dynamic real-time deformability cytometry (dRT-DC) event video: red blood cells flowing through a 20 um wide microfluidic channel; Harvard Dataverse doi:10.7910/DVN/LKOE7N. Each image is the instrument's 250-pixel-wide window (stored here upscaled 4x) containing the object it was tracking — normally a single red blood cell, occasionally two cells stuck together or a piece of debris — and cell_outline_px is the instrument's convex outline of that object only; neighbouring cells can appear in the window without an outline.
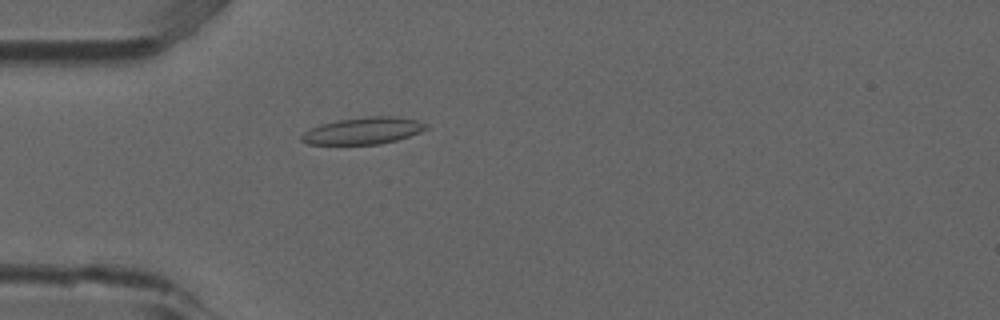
{"species": "common noctule bat (a hibernating species)", "species_latin": "Nyctalus noctula", "temperature_condition": "room temperature", "stored_images_in_passage": 39, "camera_frame_rate_fps": 3000, "um_per_image_px": 0.085, "animal": {"sex": "male", "forearm_length_mm": 52.5}, "frame": {"image": 1, "passage_image": 1, "time_ms": 0.0, "image_size_px": [1000, 320], "cell_outline_px": [[428, 128], [420, 132], [396, 140], [380, 144], [308, 144], [300, 140], [300, 136], [304, 132], [320, 124], [336, 120], [368, 116], [392, 116], [416, 120], [428, 124]], "centroid_in_image_um": [30.86, 11.11], "position_along_channel_um": 54.1, "area_um2": 19.42}}
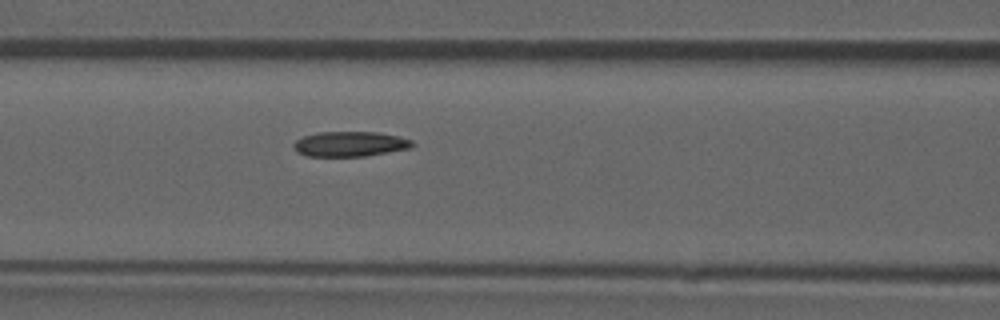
{"frame": {"image": 2, "passage_image": 8, "time_ms": 2.333, "image_size_px": [1000, 320], "cell_outline_px": [[416, 144], [412, 148], [364, 156], [308, 156], [296, 152], [292, 144], [296, 140], [304, 136], [320, 132], [376, 132], [400, 136], [412, 140]], "centroid_in_image_um": [29.78, 12.24], "position_along_channel_um": 136.8, "area_um2": 17.4}}
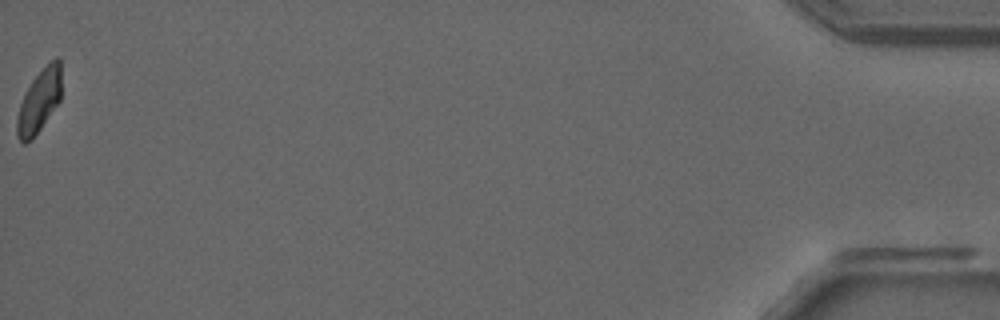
{"frame": {"image": 3, "passage_image": 39, "time_ms": 12.667, "image_size_px": [1000, 320], "cell_outline_px": [[60, 100], [32, 140], [24, 144], [16, 136], [16, 120], [20, 104], [24, 92], [32, 80], [56, 56], [60, 60]], "centroid_in_image_um": [3.29, 8.63], "position_along_channel_um": 431.9, "area_um2": 16.07}, "authors_computed_cell_mechanics": {"area_um2": 17.34, "velocity_mm_per_s": 3.8509, "shape_relaxation_time_tau1_ms": null, "shape_relaxation_time_tau2_ms": 5.9608, "deformation_change_tau1": null, "deformation_change_tau2": 0.1225}}